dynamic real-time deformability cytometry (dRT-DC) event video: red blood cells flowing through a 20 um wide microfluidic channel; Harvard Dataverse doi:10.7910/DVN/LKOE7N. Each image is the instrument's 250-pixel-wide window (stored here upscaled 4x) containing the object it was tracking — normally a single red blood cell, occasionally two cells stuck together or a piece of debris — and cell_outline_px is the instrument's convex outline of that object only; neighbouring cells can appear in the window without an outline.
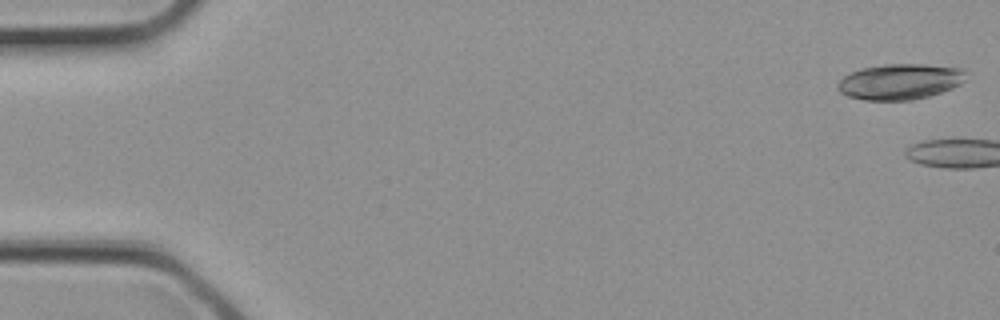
{"species": "common noctule bat (a hibernating species)", "species_latin": "Nyctalus noctula", "temperature_condition": "cold", "stored_images_in_passage": 4, "camera_frame_rate_fps": 3000, "um_per_image_px": 0.085, "animal": {"sex": "female", "body_mass_g": 21.9}, "frame": {"image": 1, "passage_image": 1, "time_ms": 0.0, "image_size_px": [1000, 320], "cell_outline_px": [[964, 80], [960, 84], [952, 88], [928, 96], [912, 100], [864, 100], [848, 96], [840, 92], [836, 88], [836, 84], [844, 76], [860, 68], [884, 64], [924, 64], [964, 68]], "centroid_in_image_um": [76.47, 6.93], "position_along_channel_um": 8.5, "area_um2": 26.7}}